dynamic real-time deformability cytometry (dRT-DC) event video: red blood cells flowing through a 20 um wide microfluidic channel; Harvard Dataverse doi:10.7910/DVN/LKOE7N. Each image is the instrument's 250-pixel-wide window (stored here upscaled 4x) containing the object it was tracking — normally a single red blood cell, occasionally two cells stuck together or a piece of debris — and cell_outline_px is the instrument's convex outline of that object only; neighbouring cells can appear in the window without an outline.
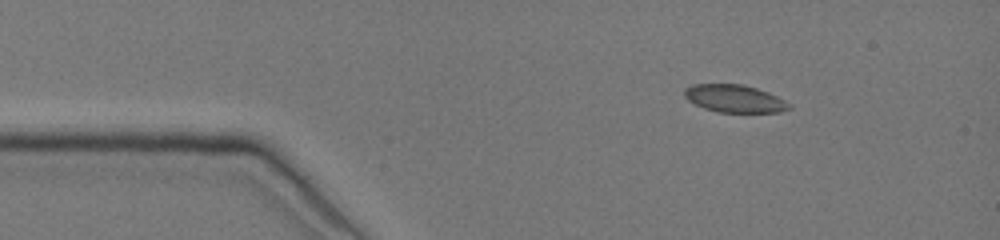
{"species": "common noctule bat (a hibernating species)", "species_latin": "Nyctalus noctula", "temperature_condition": "cold", "stored_images_in_passage": 8, "camera_frame_rate_fps": 3000, "um_per_image_px": 0.085, "animal": {"sex": "female", "body_mass_g": 19.0, "forearm_length_mm": 51.5}, "frame": {"image": 1, "passage_image": 1, "time_ms": 0.0, "image_size_px": [1000, 240], "cell_outline_px": [[792, 108], [780, 112], [720, 112], [704, 108], [688, 100], [684, 96], [684, 88], [692, 84], [744, 84], [768, 92], [792, 104]], "centroid_in_image_um": [62.45, 8.37], "position_along_channel_um": 22.6, "area_um2": 16.88}}
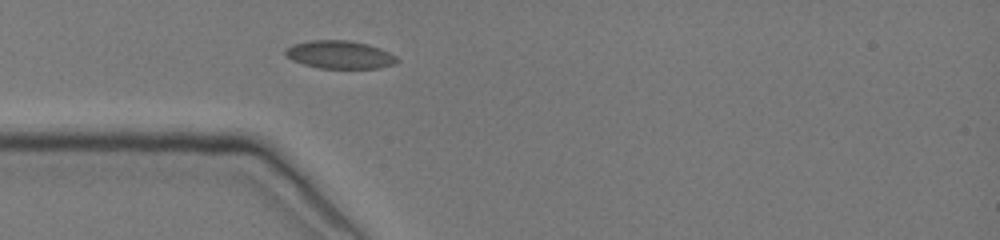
{"frame": {"image": 2, "passage_image": 8, "time_ms": 2.333, "image_size_px": [1000, 240], "cell_outline_px": [[400, 60], [396, 64], [380, 68], [320, 68], [304, 64], [292, 60], [284, 56], [284, 48], [292, 44], [308, 40], [352, 40], [368, 44], [380, 48], [396, 56]], "centroid_in_image_um": [28.86, 4.64], "position_along_channel_um": 56.1, "area_um2": 18.5}}